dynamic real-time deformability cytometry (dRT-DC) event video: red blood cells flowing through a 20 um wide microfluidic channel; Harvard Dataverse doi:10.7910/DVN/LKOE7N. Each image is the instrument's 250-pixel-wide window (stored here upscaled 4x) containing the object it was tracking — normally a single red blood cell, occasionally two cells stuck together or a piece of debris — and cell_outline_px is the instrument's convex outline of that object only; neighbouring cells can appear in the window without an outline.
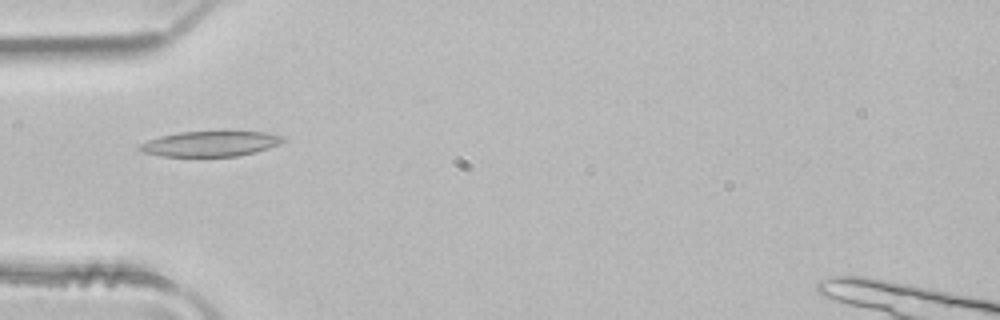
{"species": "common noctule bat (a hibernating species)", "species_latin": "Nyctalus noctula", "temperature_condition": "room temperature", "stored_images_in_passage": 3, "camera_frame_rate_fps": 3000, "um_per_image_px": 0.085, "animal": {"sex": "male", "body_mass_g": 21.5, "forearm_length_mm": 52.0}, "frame": {"image": 1, "passage_image": 3, "time_ms": 0.667, "image_size_px": [1000, 320], "cell_outline_px": [[288, 140], [280, 144], [256, 152], [236, 156], [160, 156], [144, 152], [140, 148], [140, 144], [148, 140], [160, 136], [180, 132], [224, 128], [264, 132], [284, 136]], "centroid_in_image_um": [17.99, 12.16], "position_along_channel_um": 67.0, "area_um2": 22.14}}